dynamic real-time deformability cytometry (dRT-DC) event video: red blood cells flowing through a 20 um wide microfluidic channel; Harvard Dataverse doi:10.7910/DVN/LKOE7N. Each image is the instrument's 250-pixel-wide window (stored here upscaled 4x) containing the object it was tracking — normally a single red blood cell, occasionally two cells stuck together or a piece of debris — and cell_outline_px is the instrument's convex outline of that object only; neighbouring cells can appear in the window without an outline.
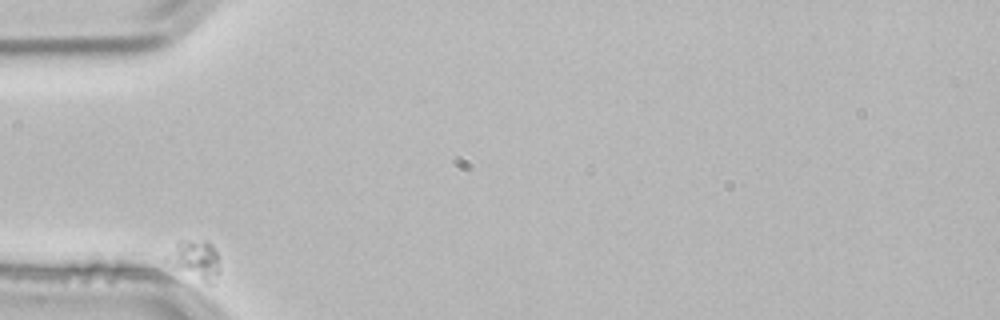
{"species": "common noctule bat (a hibernating species)", "species_latin": "Nyctalus noctula", "temperature_condition": "room temperature", "stored_images_in_passage": 4, "camera_frame_rate_fps": 3000, "um_per_image_px": 0.085, "animal": {"sex": "male", "body_mass_g": 21.5, "forearm_length_mm": 52.0}, "frame": {"image": 1, "passage_image": 1, "time_ms": 0.0, "image_size_px": [1000, 320], "cell_outline_px": [[220, 272], [212, 284], [208, 284], [164, 260], [164, 256], [180, 240], [208, 240], [216, 252], [220, 268]], "centroid_in_image_um": [16.61, 22.04], "position_along_channel_um": 68.4, "area_um2": 11.79}}